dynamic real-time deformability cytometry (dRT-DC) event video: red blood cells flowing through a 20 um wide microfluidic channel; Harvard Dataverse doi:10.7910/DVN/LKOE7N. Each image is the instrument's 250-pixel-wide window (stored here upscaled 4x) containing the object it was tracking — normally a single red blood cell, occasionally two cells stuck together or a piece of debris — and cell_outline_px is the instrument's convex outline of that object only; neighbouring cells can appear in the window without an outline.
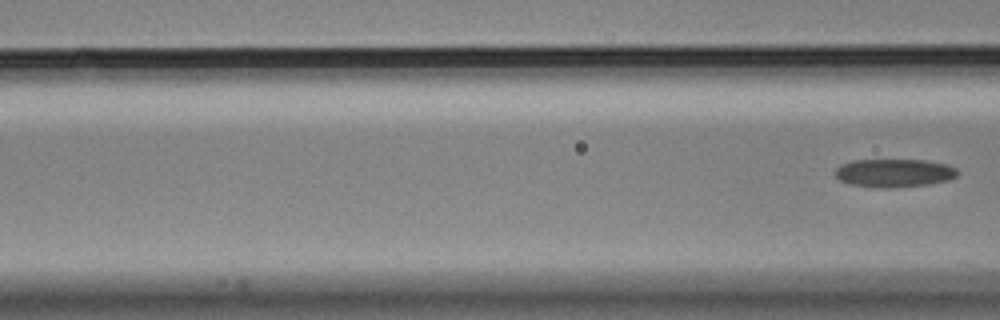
{"species": "Egyptian fruit bat (a non-hibernating species)", "species_latin": "Rousettus aegyptiacus", "temperature_condition": "cold", "stored_images_in_passage": 8, "segment_of_instrument_passage": [2, 2], "camera_frame_rate_fps": 3000, "um_per_image_px": 0.085, "animal": {"sex": "male"}, "frame": {"image": 1, "passage_image": 8, "time_ms": 2.333, "image_size_px": [1000, 320], "cell_outline_px": [[960, 172], [956, 176], [948, 180], [928, 184], [888, 188], [884, 188], [848, 184], [840, 180], [836, 176], [836, 168], [840, 164], [852, 160], [924, 160], [948, 164], [956, 168]], "centroid_in_image_um": [76.01, 14.69], "position_along_channel_um": 90.6, "area_um2": 20.17}}